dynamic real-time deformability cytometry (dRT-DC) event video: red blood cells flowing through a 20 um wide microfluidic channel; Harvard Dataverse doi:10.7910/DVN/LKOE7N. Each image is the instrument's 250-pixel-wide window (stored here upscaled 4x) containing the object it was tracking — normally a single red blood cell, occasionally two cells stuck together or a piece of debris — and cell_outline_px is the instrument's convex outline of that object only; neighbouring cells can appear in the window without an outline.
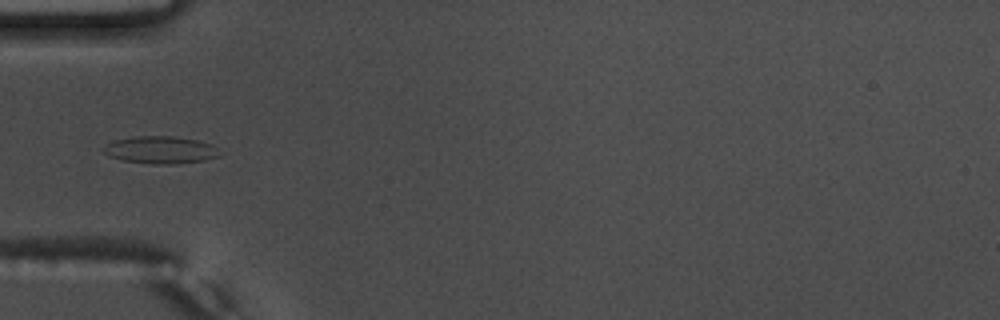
{"species": "common noctule bat (a hibernating species)", "species_latin": "Nyctalus noctula", "temperature_condition": "warm", "stored_images_in_passage": 38, "camera_frame_rate_fps": 3000, "um_per_image_px": 0.085, "animal": {"sex": "male", "body_mass_g": 17.5, "forearm_length_mm": 52.3}, "frame": {"image": 1, "passage_image": 1, "time_ms": 0.0, "image_size_px": [1000, 320], "cell_outline_px": [[220, 156], [204, 160], [176, 164], [152, 164], [120, 160], [108, 156], [100, 148], [116, 140], [136, 136], [172, 136], [196, 140], [212, 144], [216, 148]], "centroid_in_image_um": [13.61, 12.75], "position_along_channel_um": 71.4, "area_um2": 18.5}}
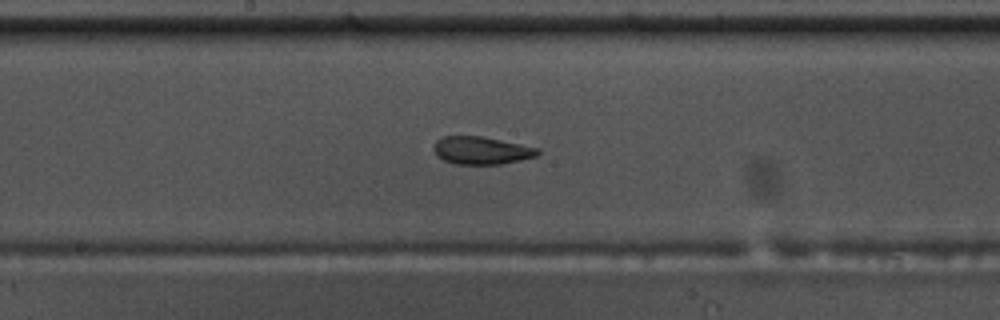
{"frame": {"image": 2, "passage_image": 12, "time_ms": 3.667, "image_size_px": [1000, 320], "cell_outline_px": [[540, 152], [536, 156], [520, 160], [500, 164], [456, 164], [444, 160], [436, 156], [432, 148], [436, 140], [444, 136], [484, 136], [540, 148]], "centroid_in_image_um": [40.91, 12.78], "position_along_channel_um": 207.3, "area_um2": 16.94}}
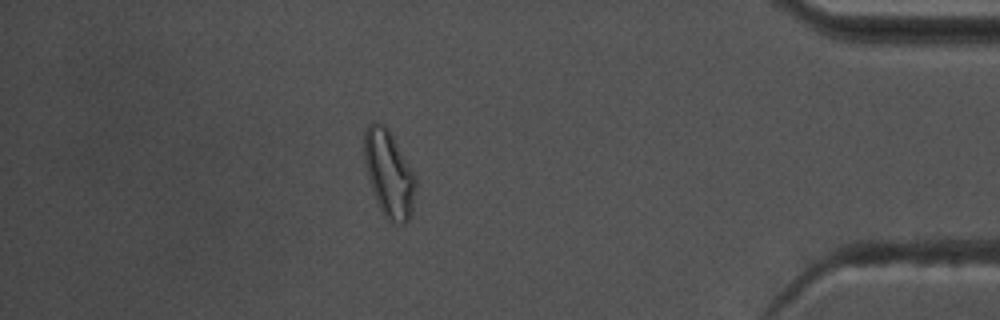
{"frame": {"image": 3, "passage_image": 31, "time_ms": 10.0, "image_size_px": [1000, 320], "cell_outline_px": [[416, 184], [412, 212], [408, 220], [404, 224], [392, 224], [384, 216], [376, 200], [368, 176], [364, 160], [364, 128], [368, 124], [384, 124], [388, 128], [416, 176]], "centroid_in_image_um": [33.07, 14.79], "position_along_channel_um": 402.1, "area_um2": 25.89}, "authors_computed_cell_mechanics": {"area_um2": 17.2244, "velocity_mm_per_s": 3.7277, "shape_relaxation_time_tau1_ms": null, "shape_relaxation_time_tau2_ms": 1.592, "deformation_change_tau1": null, "deformation_change_tau2": 0.0792}}